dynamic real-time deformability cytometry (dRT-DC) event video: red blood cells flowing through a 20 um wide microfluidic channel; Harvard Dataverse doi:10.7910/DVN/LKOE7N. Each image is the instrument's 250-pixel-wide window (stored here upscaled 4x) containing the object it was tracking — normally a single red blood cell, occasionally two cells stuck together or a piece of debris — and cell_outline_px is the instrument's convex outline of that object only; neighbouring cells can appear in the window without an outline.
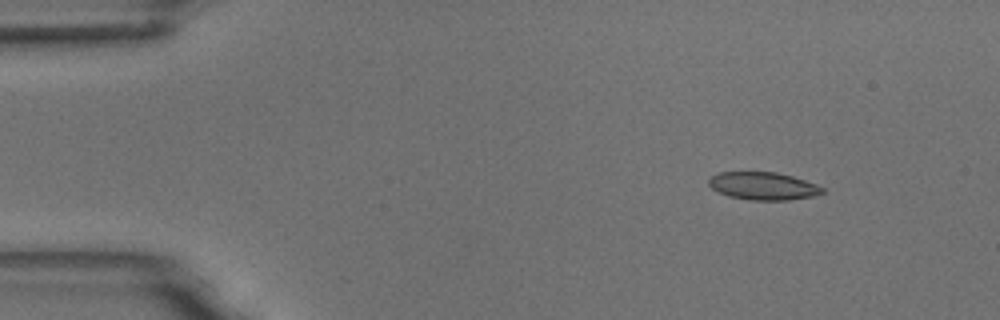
{"species": "common noctule bat (a hibernating species)", "species_latin": "Nyctalus noctula", "temperature_condition": "room temperature", "stored_images_in_passage": 10, "camera_frame_rate_fps": 3000, "um_per_image_px": 0.085, "animal": {"sex": "male", "body_mass_g": 18.8}, "frame": {"image": 1, "passage_image": 2, "time_ms": 1.333, "image_size_px": [1000, 320], "cell_outline_px": [[824, 192], [812, 196], [788, 200], [752, 200], [728, 196], [712, 188], [708, 184], [708, 180], [712, 176], [720, 172], [776, 172], [792, 176], [816, 184], [824, 188]], "centroid_in_image_um": [64.87, 15.81], "position_along_channel_um": 20.1, "area_um2": 18.21}}
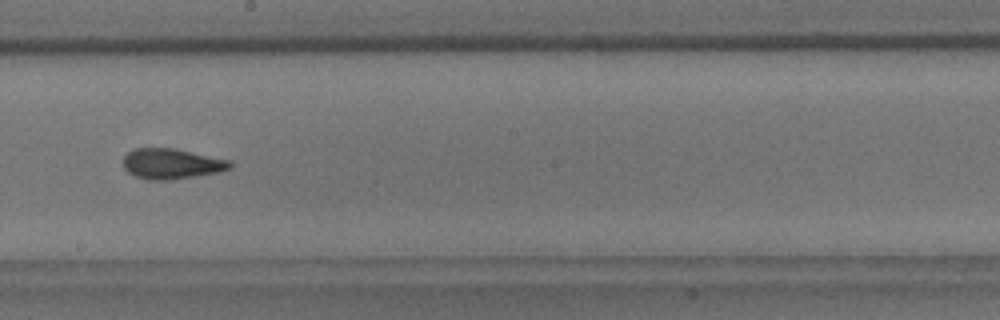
{"frame": {"image": 2, "passage_image": 9, "time_ms": 9.333, "image_size_px": [1000, 320], "cell_outline_px": [[232, 164], [228, 168], [220, 172], [196, 176], [168, 180], [148, 180], [136, 176], [128, 172], [124, 168], [124, 156], [132, 148], [172, 148], [232, 160]], "centroid_in_image_um": [14.58, 13.92], "position_along_channel_um": 233.6, "area_um2": 18.9}}
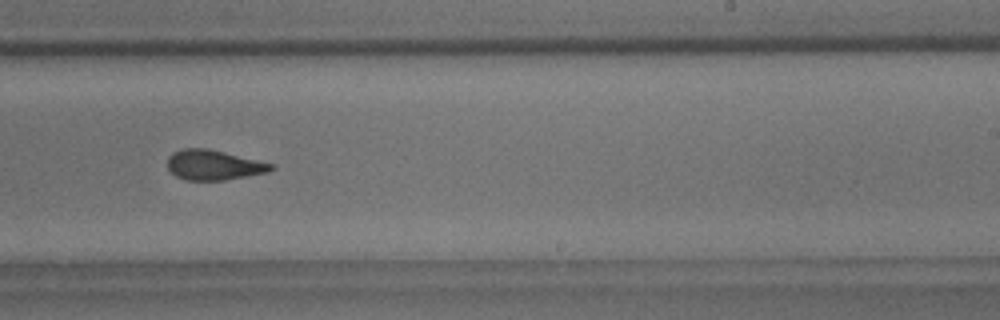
{"frame": {"image": 3, "passage_image": 10, "time_ms": 10.333, "image_size_px": [1000, 320], "cell_outline_px": [[276, 168], [268, 172], [248, 176], [224, 180], [184, 180], [176, 176], [168, 168], [168, 156], [172, 152], [180, 148], [208, 148], [272, 164]], "centroid_in_image_um": [18.13, 14.02], "position_along_channel_um": 270.9, "area_um2": 18.09}}